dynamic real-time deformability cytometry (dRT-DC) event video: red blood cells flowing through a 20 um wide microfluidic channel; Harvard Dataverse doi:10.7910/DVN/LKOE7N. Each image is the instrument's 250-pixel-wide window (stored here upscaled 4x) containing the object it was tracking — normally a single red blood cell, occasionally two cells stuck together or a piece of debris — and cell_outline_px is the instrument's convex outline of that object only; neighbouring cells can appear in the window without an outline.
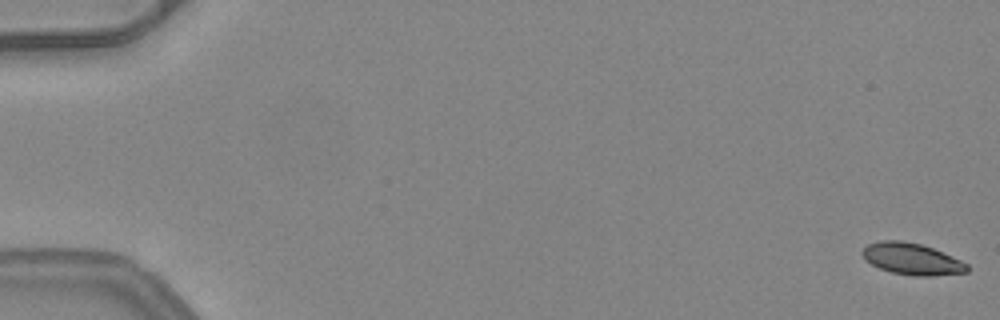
{"species": "common noctule bat (a hibernating species)", "species_latin": "Nyctalus noctula", "temperature_condition": "warm", "stored_images_in_passage": 53, "camera_frame_rate_fps": 3000, "um_per_image_px": 0.085, "animal": {"sex": "female", "body_mass_g": 24.6, "forearm_length_mm": 56.2}, "frame": {"image": 1, "passage_image": 1, "time_ms": 0.0, "image_size_px": [1000, 320], "cell_outline_px": [[968, 272], [932, 276], [912, 276], [892, 272], [880, 268], [864, 260], [860, 252], [868, 244], [880, 240], [900, 240], [920, 244], [932, 248], [952, 256], [968, 264]], "centroid_in_image_um": [77.48, 22.01], "position_along_channel_um": 7.5, "area_um2": 19.31}}
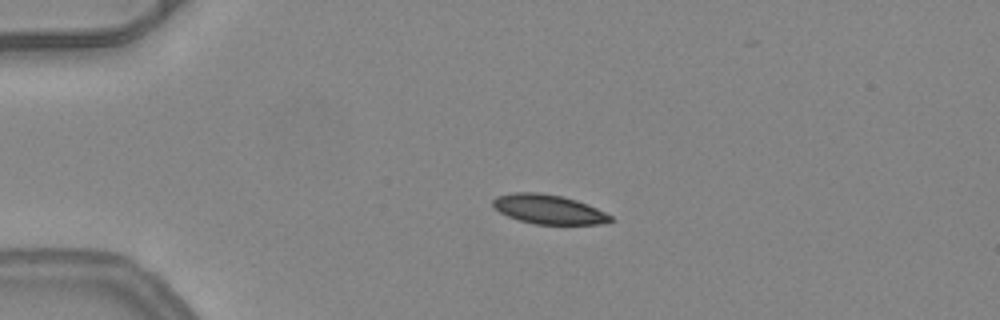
{"frame": {"image": 2, "passage_image": 13, "time_ms": 4.0, "image_size_px": [1000, 320], "cell_outline_px": [[612, 220], [608, 224], [536, 224], [520, 220], [508, 216], [500, 212], [492, 204], [492, 200], [496, 196], [516, 192], [540, 192], [560, 196], [576, 200], [588, 204], [612, 216]], "centroid_in_image_um": [46.64, 17.79], "position_along_channel_um": 38.4, "area_um2": 20.0}, "authors_computed_cell_mechanics": {"area_um2": 20.5768, "velocity_mm_per_s": 4.0477, "shape_relaxation_time_tau1_ms": 5.8841, "shape_relaxation_time_tau2_ms": 3.6996, "deformation_change_tau1": 0.1462, "deformation_change_tau2": 0.0882}}